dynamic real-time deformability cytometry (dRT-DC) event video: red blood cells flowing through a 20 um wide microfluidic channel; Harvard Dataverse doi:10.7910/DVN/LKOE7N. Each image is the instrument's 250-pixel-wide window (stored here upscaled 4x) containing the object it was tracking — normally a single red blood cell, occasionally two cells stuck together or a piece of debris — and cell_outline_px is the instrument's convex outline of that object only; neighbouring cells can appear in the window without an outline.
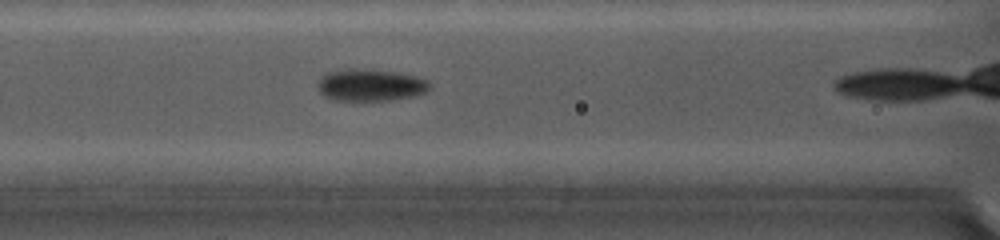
{"species": "common noctule bat (a hibernating species)", "species_latin": "Nyctalus noctula", "temperature_condition": "cold", "stored_images_in_passage": 13, "camera_frame_rate_fps": 5000, "um_per_image_px": 0.085, "animal": {"sex": "female", "body_mass_g": 19.0, "forearm_length_mm": 56.7}, "frame": {"image": 1, "passage_image": 8, "time_ms": 2.4, "image_size_px": [1000, 240], "cell_outline_px": [[428, 88], [424, 92], [408, 96], [388, 100], [336, 100], [324, 96], [320, 92], [320, 80], [328, 72], [348, 68], [356, 68], [396, 72], [412, 76], [424, 80], [428, 84]], "centroid_in_image_um": [31.42, 7.22], "position_along_channel_um": 135.2, "area_um2": 20.06}}